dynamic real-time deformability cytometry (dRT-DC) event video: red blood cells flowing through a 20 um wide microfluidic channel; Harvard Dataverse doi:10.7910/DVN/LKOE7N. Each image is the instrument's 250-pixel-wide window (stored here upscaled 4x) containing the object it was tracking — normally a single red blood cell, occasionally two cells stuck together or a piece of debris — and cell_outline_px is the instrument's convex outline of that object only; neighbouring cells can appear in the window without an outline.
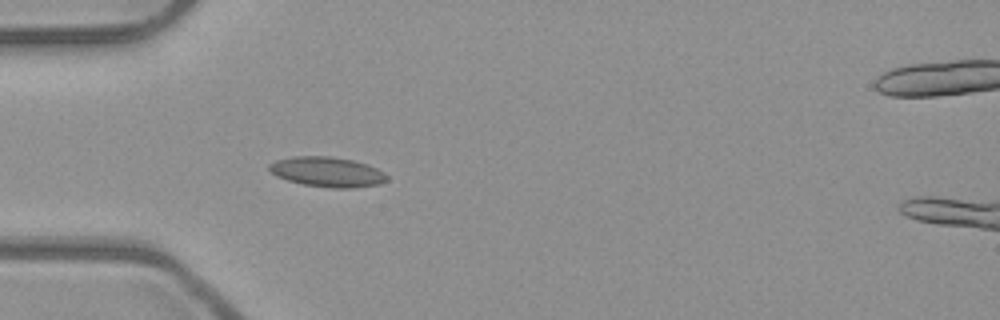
{"species": "common noctule bat (a hibernating species)", "species_latin": "Nyctalus noctula", "temperature_condition": "room temperature", "stored_images_in_passage": 4, "camera_frame_rate_fps": 3000, "um_per_image_px": 0.085, "animal": {"sex": "male", "body_mass_g": 23.1, "forearm_length_mm": 52.7}, "frame": {"image": 1, "passage_image": 3, "time_ms": 0.667, "image_size_px": [1000, 320], "cell_outline_px": [[388, 180], [380, 184], [356, 188], [332, 188], [304, 184], [288, 180], [276, 176], [268, 168], [268, 164], [276, 160], [296, 156], [328, 156], [352, 160], [368, 164], [384, 172], [388, 176]], "centroid_in_image_um": [27.85, 14.61], "position_along_channel_um": 57.2, "area_um2": 20.58}}